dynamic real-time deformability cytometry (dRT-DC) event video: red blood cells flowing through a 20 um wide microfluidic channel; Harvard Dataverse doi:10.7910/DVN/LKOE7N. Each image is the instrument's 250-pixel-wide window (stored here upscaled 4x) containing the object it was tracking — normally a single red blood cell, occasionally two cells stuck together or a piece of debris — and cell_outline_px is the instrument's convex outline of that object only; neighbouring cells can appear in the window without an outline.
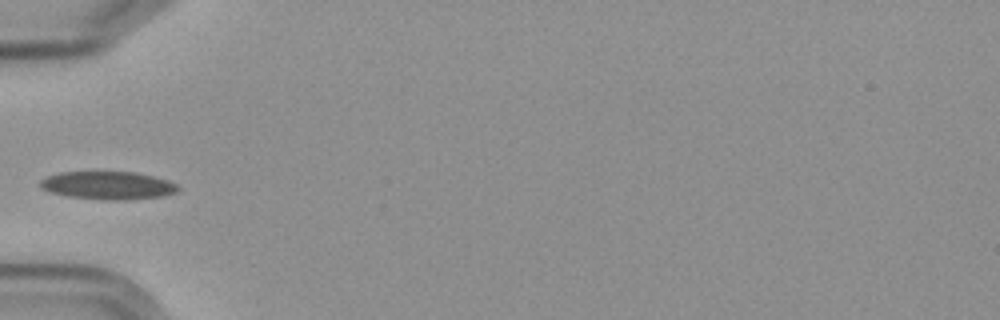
{"species": "Egyptian fruit bat (a non-hibernating species)", "species_latin": "Rousettus aegyptiacus", "temperature_condition": "cold", "stored_images_in_passage": 4, "camera_frame_rate_fps": 3000, "um_per_image_px": 0.085, "frame": {"image": 1, "passage_image": 4, "time_ms": 3.667, "image_size_px": [1000, 320], "cell_outline_px": [[180, 192], [164, 196], [124, 200], [100, 200], [68, 196], [48, 192], [40, 188], [40, 180], [48, 176], [60, 172], [136, 172], [168, 180], [176, 184], [180, 188]], "centroid_in_image_um": [9.19, 15.77], "position_along_channel_um": 75.8, "area_um2": 22.72}}